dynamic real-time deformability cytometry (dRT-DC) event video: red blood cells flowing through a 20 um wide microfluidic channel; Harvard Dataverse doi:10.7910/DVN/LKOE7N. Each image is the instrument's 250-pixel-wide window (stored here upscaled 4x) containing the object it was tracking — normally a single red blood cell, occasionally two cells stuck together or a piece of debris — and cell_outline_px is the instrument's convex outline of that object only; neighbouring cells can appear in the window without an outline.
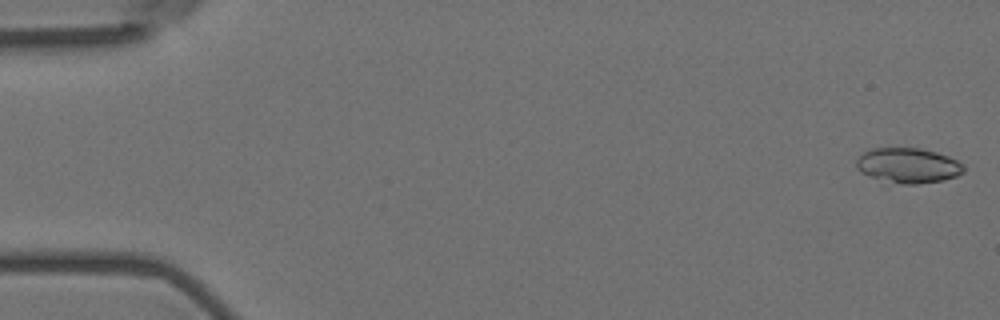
{"species": "Egyptian fruit bat (a non-hibernating species)", "species_latin": "Rousettus aegyptiacus", "temperature_condition": "room temperature", "stored_images_in_passage": 56, "camera_frame_rate_fps": 3000, "um_per_image_px": 0.085, "animal": {"sex": "female"}, "frame": {"image": 1, "passage_image": 1, "time_ms": 0.0, "image_size_px": [1000, 320], "cell_outline_px": [[964, 172], [956, 176], [944, 180], [916, 184], [904, 184], [872, 176], [860, 172], [856, 168], [856, 160], [864, 152], [872, 148], [920, 148], [936, 152], [948, 156], [964, 164]], "centroid_in_image_um": [77.22, 14.05], "position_along_channel_um": 7.8, "area_um2": 21.68}}
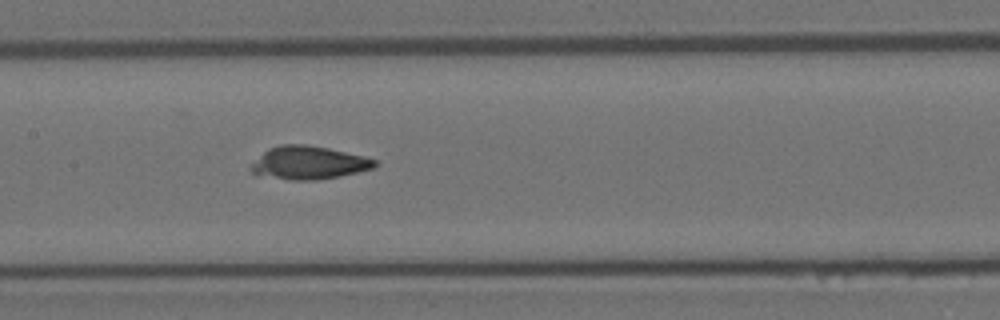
{"frame": {"image": 2, "passage_image": 27, "time_ms": 8.667, "image_size_px": [1000, 320], "cell_outline_px": [[380, 164], [372, 168], [340, 176], [316, 180], [292, 180], [252, 172], [252, 164], [268, 148], [280, 144], [308, 144], [328, 148], [364, 156], [376, 160]], "centroid_in_image_um": [26.3, 13.81], "position_along_channel_um": 181.1, "area_um2": 23.47}}
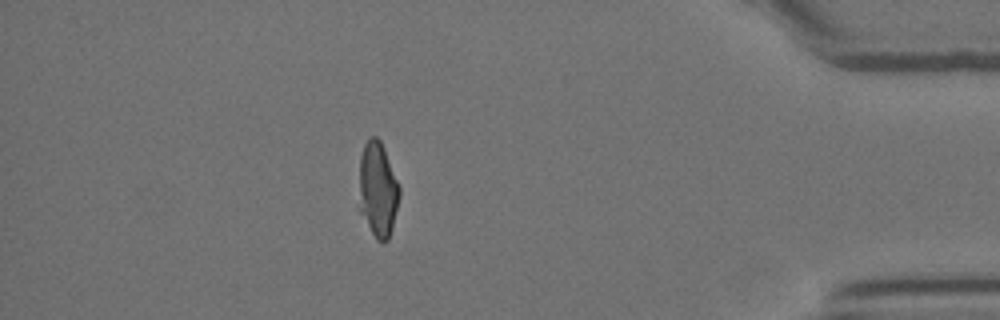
{"frame": {"image": 3, "passage_image": 49, "time_ms": 16.0, "image_size_px": [1000, 320], "cell_outline_px": [[400, 192], [392, 228], [388, 240], [384, 244], [376, 240], [356, 208], [360, 156], [364, 144], [368, 136], [376, 136], [380, 140], [384, 148], [400, 184]], "centroid_in_image_um": [32.06, 16.12], "position_along_channel_um": 403.1, "area_um2": 23.41}, "authors_computed_cell_mechanics": {"area_um2": 23.2645, "velocity_mm_per_s": 3.6268, "shape_relaxation_time_tau1_ms": null, "shape_relaxation_time_tau2_ms": 1.6147, "deformation_change_tau1": null, "deformation_change_tau2": 0.0626}}